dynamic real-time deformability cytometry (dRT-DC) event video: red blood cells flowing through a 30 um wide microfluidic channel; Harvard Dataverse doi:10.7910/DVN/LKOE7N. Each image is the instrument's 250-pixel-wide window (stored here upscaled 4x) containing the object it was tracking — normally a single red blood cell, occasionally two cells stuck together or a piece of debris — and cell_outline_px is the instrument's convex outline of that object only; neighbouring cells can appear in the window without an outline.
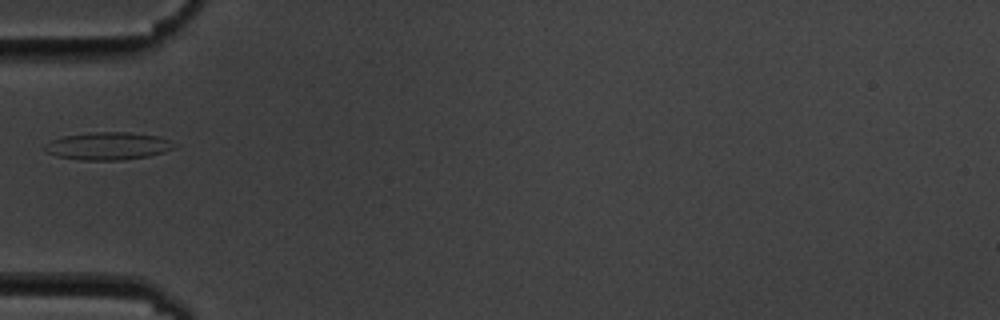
{"species": "common noctule bat (a hibernating species)", "species_latin": "Nyctalus noctula", "temperature_condition": "cold", "stored_images_in_passage": 1, "camera_frame_rate_fps": 3000, "um_per_image_px": 0.085, "animal": {"sex": "male", "body_mass_g": 19.5, "forearm_length_mm": 54.6}, "frame": {"image": 1, "passage_image": 1, "time_ms": 0.0, "image_size_px": [1000, 320], "cell_outline_px": [[176, 148], [164, 152], [148, 156], [124, 160], [80, 160], [56, 156], [44, 152], [44, 144], [52, 140], [64, 136], [88, 132], [128, 132], [160, 136], [176, 144]], "centroid_in_image_um": [9.17, 12.41], "position_along_channel_um": 75.8, "area_um2": 21.1}}